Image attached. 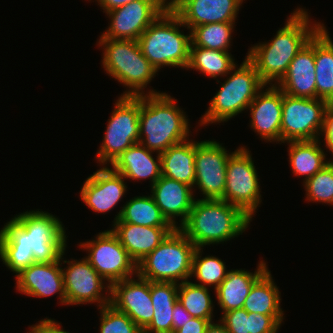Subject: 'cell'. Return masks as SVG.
<instances>
[{
  "instance_id": "1",
  "label": "cell",
  "mask_w": 333,
  "mask_h": 333,
  "mask_svg": "<svg viewBox=\"0 0 333 333\" xmlns=\"http://www.w3.org/2000/svg\"><path fill=\"white\" fill-rule=\"evenodd\" d=\"M65 228L58 217L43 211L14 216L0 230V258L18 274L33 263L59 261L66 249Z\"/></svg>"
},
{
  "instance_id": "2",
  "label": "cell",
  "mask_w": 333,
  "mask_h": 333,
  "mask_svg": "<svg viewBox=\"0 0 333 333\" xmlns=\"http://www.w3.org/2000/svg\"><path fill=\"white\" fill-rule=\"evenodd\" d=\"M310 23L308 12L298 8L270 42L259 43L249 49L246 57L253 63L265 85L280 82L296 54L323 25L321 22Z\"/></svg>"
},
{
  "instance_id": "3",
  "label": "cell",
  "mask_w": 333,
  "mask_h": 333,
  "mask_svg": "<svg viewBox=\"0 0 333 333\" xmlns=\"http://www.w3.org/2000/svg\"><path fill=\"white\" fill-rule=\"evenodd\" d=\"M175 98L148 90L140 96L139 143L158 154L189 139V120Z\"/></svg>"
},
{
  "instance_id": "4",
  "label": "cell",
  "mask_w": 333,
  "mask_h": 333,
  "mask_svg": "<svg viewBox=\"0 0 333 333\" xmlns=\"http://www.w3.org/2000/svg\"><path fill=\"white\" fill-rule=\"evenodd\" d=\"M251 218L221 199H196L188 219L179 228L196 248L220 244L241 235Z\"/></svg>"
},
{
  "instance_id": "5",
  "label": "cell",
  "mask_w": 333,
  "mask_h": 333,
  "mask_svg": "<svg viewBox=\"0 0 333 333\" xmlns=\"http://www.w3.org/2000/svg\"><path fill=\"white\" fill-rule=\"evenodd\" d=\"M180 26L185 27L168 7L138 38L141 52L157 71L163 66L187 68L191 34L184 35Z\"/></svg>"
},
{
  "instance_id": "6",
  "label": "cell",
  "mask_w": 333,
  "mask_h": 333,
  "mask_svg": "<svg viewBox=\"0 0 333 333\" xmlns=\"http://www.w3.org/2000/svg\"><path fill=\"white\" fill-rule=\"evenodd\" d=\"M103 48L102 65L106 73L127 86L122 96L144 95V88L158 72L145 58L137 40H114L100 37Z\"/></svg>"
},
{
  "instance_id": "7",
  "label": "cell",
  "mask_w": 333,
  "mask_h": 333,
  "mask_svg": "<svg viewBox=\"0 0 333 333\" xmlns=\"http://www.w3.org/2000/svg\"><path fill=\"white\" fill-rule=\"evenodd\" d=\"M195 250L194 243L179 228H175L137 264V275L153 282L180 284L188 281Z\"/></svg>"
},
{
  "instance_id": "8",
  "label": "cell",
  "mask_w": 333,
  "mask_h": 333,
  "mask_svg": "<svg viewBox=\"0 0 333 333\" xmlns=\"http://www.w3.org/2000/svg\"><path fill=\"white\" fill-rule=\"evenodd\" d=\"M230 72L228 73L230 77H227V80L221 84L219 91L211 99L208 110L200 120V126L227 122L233 116L235 117L248 109L257 93L266 87L255 66L246 56L240 67L235 65Z\"/></svg>"
},
{
  "instance_id": "9",
  "label": "cell",
  "mask_w": 333,
  "mask_h": 333,
  "mask_svg": "<svg viewBox=\"0 0 333 333\" xmlns=\"http://www.w3.org/2000/svg\"><path fill=\"white\" fill-rule=\"evenodd\" d=\"M140 96H120L108 119L103 142L96 158L112 164L126 149L139 143Z\"/></svg>"
},
{
  "instance_id": "10",
  "label": "cell",
  "mask_w": 333,
  "mask_h": 333,
  "mask_svg": "<svg viewBox=\"0 0 333 333\" xmlns=\"http://www.w3.org/2000/svg\"><path fill=\"white\" fill-rule=\"evenodd\" d=\"M250 151L241 146L229 156L221 200L241 209L251 219L261 204L260 182Z\"/></svg>"
},
{
  "instance_id": "11",
  "label": "cell",
  "mask_w": 333,
  "mask_h": 333,
  "mask_svg": "<svg viewBox=\"0 0 333 333\" xmlns=\"http://www.w3.org/2000/svg\"><path fill=\"white\" fill-rule=\"evenodd\" d=\"M328 102L283 93L281 143L320 139Z\"/></svg>"
},
{
  "instance_id": "12",
  "label": "cell",
  "mask_w": 333,
  "mask_h": 333,
  "mask_svg": "<svg viewBox=\"0 0 333 333\" xmlns=\"http://www.w3.org/2000/svg\"><path fill=\"white\" fill-rule=\"evenodd\" d=\"M79 246L88 251L85 259L111 286L137 274L136 263L111 229L97 234L95 240L80 242Z\"/></svg>"
},
{
  "instance_id": "13",
  "label": "cell",
  "mask_w": 333,
  "mask_h": 333,
  "mask_svg": "<svg viewBox=\"0 0 333 333\" xmlns=\"http://www.w3.org/2000/svg\"><path fill=\"white\" fill-rule=\"evenodd\" d=\"M169 7L165 0H134L106 12L111 19L103 38L138 40L141 34Z\"/></svg>"
},
{
  "instance_id": "14",
  "label": "cell",
  "mask_w": 333,
  "mask_h": 333,
  "mask_svg": "<svg viewBox=\"0 0 333 333\" xmlns=\"http://www.w3.org/2000/svg\"><path fill=\"white\" fill-rule=\"evenodd\" d=\"M63 263L68 264L66 268H62L66 305L96 302L100 308L110 304L111 285H104L105 279L98 274L85 257L80 261L64 260ZM103 289L108 292L109 296L102 294Z\"/></svg>"
},
{
  "instance_id": "15",
  "label": "cell",
  "mask_w": 333,
  "mask_h": 333,
  "mask_svg": "<svg viewBox=\"0 0 333 333\" xmlns=\"http://www.w3.org/2000/svg\"><path fill=\"white\" fill-rule=\"evenodd\" d=\"M228 153L222 144L214 140L195 141V181L201 199H222L226 185Z\"/></svg>"
},
{
  "instance_id": "16",
  "label": "cell",
  "mask_w": 333,
  "mask_h": 333,
  "mask_svg": "<svg viewBox=\"0 0 333 333\" xmlns=\"http://www.w3.org/2000/svg\"><path fill=\"white\" fill-rule=\"evenodd\" d=\"M111 286V301L117 310L128 317L143 331L152 321L154 307L150 294V281L136 274Z\"/></svg>"
},
{
  "instance_id": "17",
  "label": "cell",
  "mask_w": 333,
  "mask_h": 333,
  "mask_svg": "<svg viewBox=\"0 0 333 333\" xmlns=\"http://www.w3.org/2000/svg\"><path fill=\"white\" fill-rule=\"evenodd\" d=\"M242 2L243 0H173L169 8L181 19L185 28L191 30L210 23H235Z\"/></svg>"
},
{
  "instance_id": "18",
  "label": "cell",
  "mask_w": 333,
  "mask_h": 333,
  "mask_svg": "<svg viewBox=\"0 0 333 333\" xmlns=\"http://www.w3.org/2000/svg\"><path fill=\"white\" fill-rule=\"evenodd\" d=\"M124 179L111 167H101L86 179L80 191V198L95 212H109L126 193L128 187Z\"/></svg>"
},
{
  "instance_id": "19",
  "label": "cell",
  "mask_w": 333,
  "mask_h": 333,
  "mask_svg": "<svg viewBox=\"0 0 333 333\" xmlns=\"http://www.w3.org/2000/svg\"><path fill=\"white\" fill-rule=\"evenodd\" d=\"M62 253L59 261L50 263H33L27 268L22 269L16 277V290L29 297H48L59 294V301L66 305V295L64 290L62 274Z\"/></svg>"
},
{
  "instance_id": "20",
  "label": "cell",
  "mask_w": 333,
  "mask_h": 333,
  "mask_svg": "<svg viewBox=\"0 0 333 333\" xmlns=\"http://www.w3.org/2000/svg\"><path fill=\"white\" fill-rule=\"evenodd\" d=\"M260 90L248 106L251 115L250 126L261 139L281 142V120L283 92L277 85Z\"/></svg>"
},
{
  "instance_id": "21",
  "label": "cell",
  "mask_w": 333,
  "mask_h": 333,
  "mask_svg": "<svg viewBox=\"0 0 333 333\" xmlns=\"http://www.w3.org/2000/svg\"><path fill=\"white\" fill-rule=\"evenodd\" d=\"M315 34L296 54L277 86L283 93L301 98H316Z\"/></svg>"
},
{
  "instance_id": "22",
  "label": "cell",
  "mask_w": 333,
  "mask_h": 333,
  "mask_svg": "<svg viewBox=\"0 0 333 333\" xmlns=\"http://www.w3.org/2000/svg\"><path fill=\"white\" fill-rule=\"evenodd\" d=\"M192 188L163 175L151 187V195L156 205L174 228H180L188 219L196 200ZM178 216L181 218L180 226L176 225L175 221Z\"/></svg>"
},
{
  "instance_id": "23",
  "label": "cell",
  "mask_w": 333,
  "mask_h": 333,
  "mask_svg": "<svg viewBox=\"0 0 333 333\" xmlns=\"http://www.w3.org/2000/svg\"><path fill=\"white\" fill-rule=\"evenodd\" d=\"M113 223L112 232L118 237L136 265L175 229L173 226H141L127 222Z\"/></svg>"
},
{
  "instance_id": "24",
  "label": "cell",
  "mask_w": 333,
  "mask_h": 333,
  "mask_svg": "<svg viewBox=\"0 0 333 333\" xmlns=\"http://www.w3.org/2000/svg\"><path fill=\"white\" fill-rule=\"evenodd\" d=\"M268 270L261 260L254 273L242 269L229 270L226 278L215 289L222 312L243 308L253 284Z\"/></svg>"
},
{
  "instance_id": "25",
  "label": "cell",
  "mask_w": 333,
  "mask_h": 333,
  "mask_svg": "<svg viewBox=\"0 0 333 333\" xmlns=\"http://www.w3.org/2000/svg\"><path fill=\"white\" fill-rule=\"evenodd\" d=\"M152 152L140 143L126 149L111 164L112 169L125 179L141 180L149 178L151 187L162 176L161 156L155 158Z\"/></svg>"
},
{
  "instance_id": "26",
  "label": "cell",
  "mask_w": 333,
  "mask_h": 333,
  "mask_svg": "<svg viewBox=\"0 0 333 333\" xmlns=\"http://www.w3.org/2000/svg\"><path fill=\"white\" fill-rule=\"evenodd\" d=\"M162 175L194 186L195 181V141L187 139L170 146L160 154Z\"/></svg>"
},
{
  "instance_id": "27",
  "label": "cell",
  "mask_w": 333,
  "mask_h": 333,
  "mask_svg": "<svg viewBox=\"0 0 333 333\" xmlns=\"http://www.w3.org/2000/svg\"><path fill=\"white\" fill-rule=\"evenodd\" d=\"M178 288L177 283L150 281L154 315L142 333H172L173 310L178 301Z\"/></svg>"
},
{
  "instance_id": "28",
  "label": "cell",
  "mask_w": 333,
  "mask_h": 333,
  "mask_svg": "<svg viewBox=\"0 0 333 333\" xmlns=\"http://www.w3.org/2000/svg\"><path fill=\"white\" fill-rule=\"evenodd\" d=\"M324 24L315 32L316 98H333V42Z\"/></svg>"
},
{
  "instance_id": "29",
  "label": "cell",
  "mask_w": 333,
  "mask_h": 333,
  "mask_svg": "<svg viewBox=\"0 0 333 333\" xmlns=\"http://www.w3.org/2000/svg\"><path fill=\"white\" fill-rule=\"evenodd\" d=\"M289 161L294 175L305 176V180L319 172L330 160L320 147L321 142L316 140L288 141Z\"/></svg>"
},
{
  "instance_id": "30",
  "label": "cell",
  "mask_w": 333,
  "mask_h": 333,
  "mask_svg": "<svg viewBox=\"0 0 333 333\" xmlns=\"http://www.w3.org/2000/svg\"><path fill=\"white\" fill-rule=\"evenodd\" d=\"M271 272L267 270L252 286L243 308L248 313L284 315L280 303V291L275 285Z\"/></svg>"
},
{
  "instance_id": "31",
  "label": "cell",
  "mask_w": 333,
  "mask_h": 333,
  "mask_svg": "<svg viewBox=\"0 0 333 333\" xmlns=\"http://www.w3.org/2000/svg\"><path fill=\"white\" fill-rule=\"evenodd\" d=\"M114 222H127L141 226H172L150 196H135L123 205Z\"/></svg>"
},
{
  "instance_id": "32",
  "label": "cell",
  "mask_w": 333,
  "mask_h": 333,
  "mask_svg": "<svg viewBox=\"0 0 333 333\" xmlns=\"http://www.w3.org/2000/svg\"><path fill=\"white\" fill-rule=\"evenodd\" d=\"M232 54L226 51L213 50L190 44L189 63L186 69L196 71L213 77L227 76L236 65Z\"/></svg>"
},
{
  "instance_id": "33",
  "label": "cell",
  "mask_w": 333,
  "mask_h": 333,
  "mask_svg": "<svg viewBox=\"0 0 333 333\" xmlns=\"http://www.w3.org/2000/svg\"><path fill=\"white\" fill-rule=\"evenodd\" d=\"M178 301L193 318L212 320L214 316L208 287L184 281L179 284Z\"/></svg>"
},
{
  "instance_id": "34",
  "label": "cell",
  "mask_w": 333,
  "mask_h": 333,
  "mask_svg": "<svg viewBox=\"0 0 333 333\" xmlns=\"http://www.w3.org/2000/svg\"><path fill=\"white\" fill-rule=\"evenodd\" d=\"M235 23H210L193 27L190 30L191 43L194 46L228 52L231 46Z\"/></svg>"
},
{
  "instance_id": "35",
  "label": "cell",
  "mask_w": 333,
  "mask_h": 333,
  "mask_svg": "<svg viewBox=\"0 0 333 333\" xmlns=\"http://www.w3.org/2000/svg\"><path fill=\"white\" fill-rule=\"evenodd\" d=\"M202 248H196L192 259L191 277L195 276L198 282L194 283L200 286H213L214 290L226 278L229 270H226V265L214 256L202 257Z\"/></svg>"
},
{
  "instance_id": "36",
  "label": "cell",
  "mask_w": 333,
  "mask_h": 333,
  "mask_svg": "<svg viewBox=\"0 0 333 333\" xmlns=\"http://www.w3.org/2000/svg\"><path fill=\"white\" fill-rule=\"evenodd\" d=\"M306 199L310 202H321L333 205V161H330L319 172L303 182Z\"/></svg>"
},
{
  "instance_id": "37",
  "label": "cell",
  "mask_w": 333,
  "mask_h": 333,
  "mask_svg": "<svg viewBox=\"0 0 333 333\" xmlns=\"http://www.w3.org/2000/svg\"><path fill=\"white\" fill-rule=\"evenodd\" d=\"M100 333H142L126 313L108 304L100 308Z\"/></svg>"
},
{
  "instance_id": "38",
  "label": "cell",
  "mask_w": 333,
  "mask_h": 333,
  "mask_svg": "<svg viewBox=\"0 0 333 333\" xmlns=\"http://www.w3.org/2000/svg\"><path fill=\"white\" fill-rule=\"evenodd\" d=\"M249 333H277L283 321V315H264L248 313Z\"/></svg>"
},
{
  "instance_id": "39",
  "label": "cell",
  "mask_w": 333,
  "mask_h": 333,
  "mask_svg": "<svg viewBox=\"0 0 333 333\" xmlns=\"http://www.w3.org/2000/svg\"><path fill=\"white\" fill-rule=\"evenodd\" d=\"M220 321L229 333H249L248 312L244 308L224 312Z\"/></svg>"
},
{
  "instance_id": "40",
  "label": "cell",
  "mask_w": 333,
  "mask_h": 333,
  "mask_svg": "<svg viewBox=\"0 0 333 333\" xmlns=\"http://www.w3.org/2000/svg\"><path fill=\"white\" fill-rule=\"evenodd\" d=\"M324 136V145L333 154V110L327 108L324 114L321 136Z\"/></svg>"
},
{
  "instance_id": "41",
  "label": "cell",
  "mask_w": 333,
  "mask_h": 333,
  "mask_svg": "<svg viewBox=\"0 0 333 333\" xmlns=\"http://www.w3.org/2000/svg\"><path fill=\"white\" fill-rule=\"evenodd\" d=\"M210 322L212 320L192 318V320L185 322L184 326L177 329L174 333H205Z\"/></svg>"
},
{
  "instance_id": "42",
  "label": "cell",
  "mask_w": 333,
  "mask_h": 333,
  "mask_svg": "<svg viewBox=\"0 0 333 333\" xmlns=\"http://www.w3.org/2000/svg\"><path fill=\"white\" fill-rule=\"evenodd\" d=\"M192 318L193 317L184 309L179 301H177L173 310L172 333L182 328L184 323L192 320Z\"/></svg>"
},
{
  "instance_id": "43",
  "label": "cell",
  "mask_w": 333,
  "mask_h": 333,
  "mask_svg": "<svg viewBox=\"0 0 333 333\" xmlns=\"http://www.w3.org/2000/svg\"><path fill=\"white\" fill-rule=\"evenodd\" d=\"M96 1L99 3L98 5H100V7H102V9L104 10L103 12L106 13L115 8L122 7L127 3H131L134 0H96ZM165 1L168 3L167 0Z\"/></svg>"
},
{
  "instance_id": "44",
  "label": "cell",
  "mask_w": 333,
  "mask_h": 333,
  "mask_svg": "<svg viewBox=\"0 0 333 333\" xmlns=\"http://www.w3.org/2000/svg\"><path fill=\"white\" fill-rule=\"evenodd\" d=\"M39 323L46 329L47 333H70L62 329L60 323L55 322L53 319H42Z\"/></svg>"
},
{
  "instance_id": "45",
  "label": "cell",
  "mask_w": 333,
  "mask_h": 333,
  "mask_svg": "<svg viewBox=\"0 0 333 333\" xmlns=\"http://www.w3.org/2000/svg\"><path fill=\"white\" fill-rule=\"evenodd\" d=\"M213 322L214 321L210 322L205 333H229L221 321H219L220 323Z\"/></svg>"
},
{
  "instance_id": "46",
  "label": "cell",
  "mask_w": 333,
  "mask_h": 333,
  "mask_svg": "<svg viewBox=\"0 0 333 333\" xmlns=\"http://www.w3.org/2000/svg\"><path fill=\"white\" fill-rule=\"evenodd\" d=\"M29 333H47L46 329L40 324L32 325Z\"/></svg>"
},
{
  "instance_id": "47",
  "label": "cell",
  "mask_w": 333,
  "mask_h": 333,
  "mask_svg": "<svg viewBox=\"0 0 333 333\" xmlns=\"http://www.w3.org/2000/svg\"><path fill=\"white\" fill-rule=\"evenodd\" d=\"M328 107L333 110V98L329 101Z\"/></svg>"
}]
</instances>
